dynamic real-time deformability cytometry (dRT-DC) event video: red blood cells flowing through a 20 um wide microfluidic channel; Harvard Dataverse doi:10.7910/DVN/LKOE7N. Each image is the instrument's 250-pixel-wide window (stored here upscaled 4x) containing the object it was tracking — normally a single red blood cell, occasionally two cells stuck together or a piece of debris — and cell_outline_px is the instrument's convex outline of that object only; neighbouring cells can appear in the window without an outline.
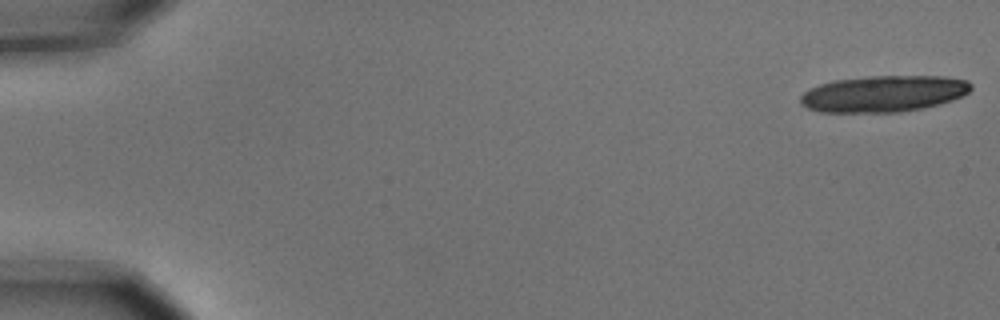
{"species": "common noctule bat (a hibernating species)", "species_latin": "Nyctalus noctula", "temperature_condition": "cold", "stored_images_in_passage": 11, "camera_frame_rate_fps": 3000, "um_per_image_px": 0.085, "animal": {"sex": "male", "body_mass_g": 15.6}, "frame": {"image": 1, "passage_image": 1, "time_ms": 0.0, "image_size_px": [1000, 320], "cell_outline_px": [[972, 88], [968, 92], [952, 100], [940, 104], [924, 108], [900, 112], [820, 112], [808, 108], [800, 100], [800, 96], [808, 88], [832, 80], [868, 76], [944, 76], [968, 80], [972, 84]], "centroid_in_image_um": [75.11, 7.96], "position_along_channel_um": 9.9, "area_um2": 36.36}}
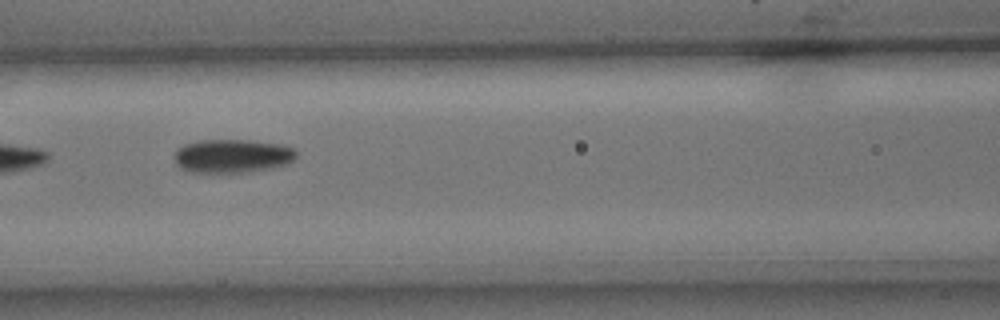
{"frame": {"image": 2, "passage_image": 7, "time_ms": 2.0, "image_size_px": [1000, 320], "cell_outline_px": [[296, 156], [288, 164], [272, 168], [252, 172], [188, 172], [180, 168], [176, 164], [172, 156], [184, 144], [200, 140], [244, 140], [276, 144], [292, 148], [296, 152]], "centroid_in_image_um": [19.7, 13.27], "position_along_channel_um": 146.9, "area_um2": 23.81}}
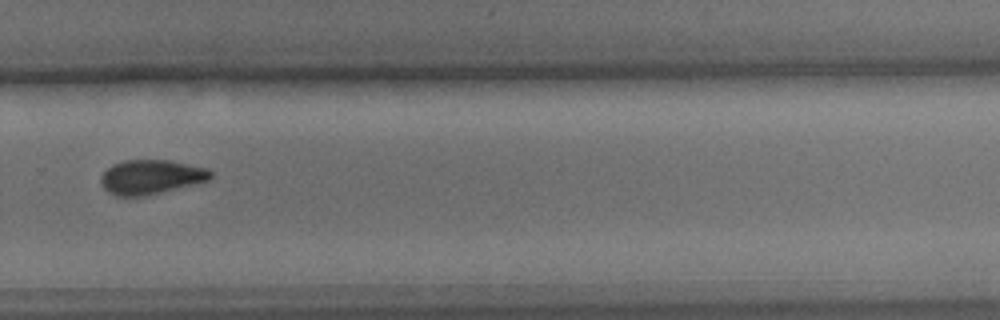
{"frame": {"image": 3, "passage_image": 11, "time_ms": 3.333, "image_size_px": [1000, 320], "cell_outline_px": [[212, 176], [208, 180], [160, 192], [140, 196], [116, 196], [108, 192], [104, 188], [100, 180], [104, 172], [112, 164], [124, 160], [168, 160], [208, 168], [212, 172]], "centroid_in_image_um": [12.81, 15.03], "position_along_channel_um": 317.0, "area_um2": 21.68}}